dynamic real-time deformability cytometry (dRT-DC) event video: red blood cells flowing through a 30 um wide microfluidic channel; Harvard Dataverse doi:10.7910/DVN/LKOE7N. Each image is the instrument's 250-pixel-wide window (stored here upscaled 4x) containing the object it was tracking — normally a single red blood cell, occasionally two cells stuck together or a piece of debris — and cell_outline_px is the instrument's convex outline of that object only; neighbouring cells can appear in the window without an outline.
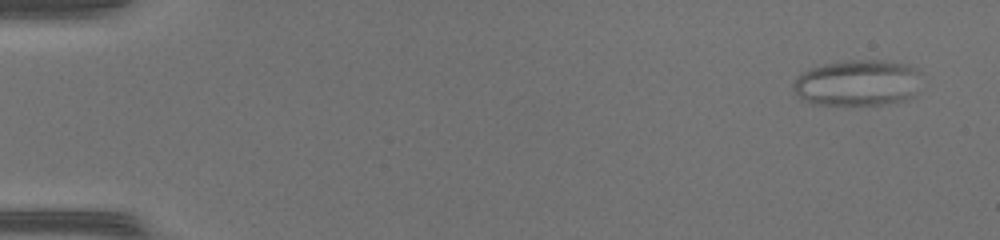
{"species": "common noctule bat (a hibernating species)", "species_latin": "Nyctalus noctula", "temperature_condition": "warm", "stored_images_in_passage": 46, "camera_frame_rate_fps": 3000, "um_per_image_px": 0.085, "animal": {"sex": "female", "body_mass_g": 17.0, "forearm_length_mm": 48.0}, "frame": {"image": 1, "passage_image": 1, "time_ms": 0.0, "image_size_px": [1000, 240], "cell_outline_px": [[920, 72], [916, 92], [908, 100], [884, 104], [812, 104], [800, 100], [796, 96], [792, 88], [792, 84], [796, 76], [812, 68], [824, 64], [848, 60], [884, 60], [904, 64], [916, 68]], "centroid_in_image_um": [72.86, 7.05], "position_along_channel_um": 12.1, "area_um2": 34.62}}
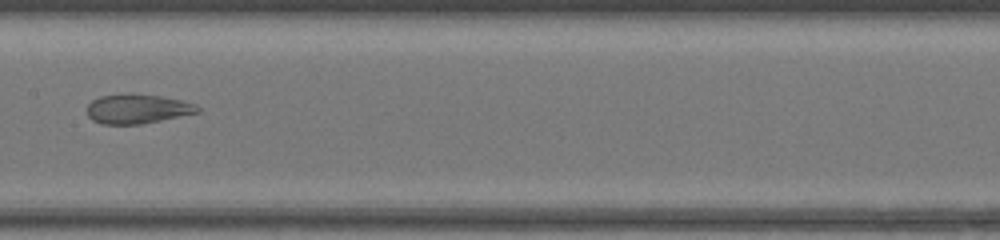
{"frame": {"image": 2, "passage_image": 24, "time_ms": 7.667, "image_size_px": [1000, 240], "cell_outline_px": [[200, 112], [140, 124], [100, 124], [92, 120], [88, 116], [88, 104], [92, 100], [100, 96], [128, 92], [132, 92], [160, 96], [180, 100], [192, 104], [200, 108]], "centroid_in_image_um": [11.63, 9.23], "position_along_channel_um": 195.8, "area_um2": 19.02}}
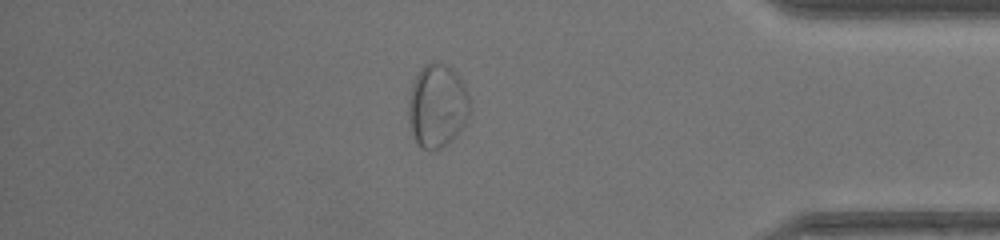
{"frame": {"image": 3, "passage_image": 40, "time_ms": 13.0, "image_size_px": [1000, 240], "cell_outline_px": [[472, 108], [464, 124], [440, 148], [432, 152], [420, 148], [412, 136], [408, 120], [408, 100], [412, 84], [420, 68], [424, 64], [444, 64], [452, 68], [460, 76], [464, 84]], "centroid_in_image_um": [37.14, 9.0], "position_along_channel_um": 398.1, "area_um2": 29.82}}